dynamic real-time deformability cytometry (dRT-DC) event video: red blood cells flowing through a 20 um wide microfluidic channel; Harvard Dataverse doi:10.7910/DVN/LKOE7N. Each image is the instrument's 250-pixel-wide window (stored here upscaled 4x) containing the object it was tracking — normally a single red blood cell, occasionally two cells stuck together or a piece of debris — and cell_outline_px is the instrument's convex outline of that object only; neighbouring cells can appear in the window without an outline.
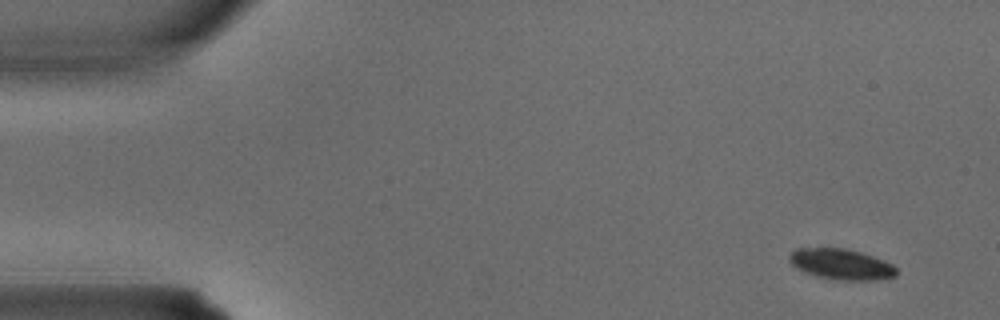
{"species": "common noctule bat (a hibernating species)", "species_latin": "Nyctalus noctula", "temperature_condition": "warm", "stored_images_in_passage": 2, "camera_frame_rate_fps": 3000, "um_per_image_px": 0.085, "animal": {"sex": "male", "body_mass_g": 15.6}, "frame": {"image": 1, "passage_image": 2, "time_ms": 0.333, "image_size_px": [1000, 320], "cell_outline_px": [[896, 276], [876, 280], [836, 280], [816, 276], [796, 268], [788, 260], [788, 256], [796, 248], [848, 248], [884, 260], [892, 264], [896, 268]], "centroid_in_image_um": [71.49, 22.46], "position_along_channel_um": 13.5, "area_um2": 19.19}}